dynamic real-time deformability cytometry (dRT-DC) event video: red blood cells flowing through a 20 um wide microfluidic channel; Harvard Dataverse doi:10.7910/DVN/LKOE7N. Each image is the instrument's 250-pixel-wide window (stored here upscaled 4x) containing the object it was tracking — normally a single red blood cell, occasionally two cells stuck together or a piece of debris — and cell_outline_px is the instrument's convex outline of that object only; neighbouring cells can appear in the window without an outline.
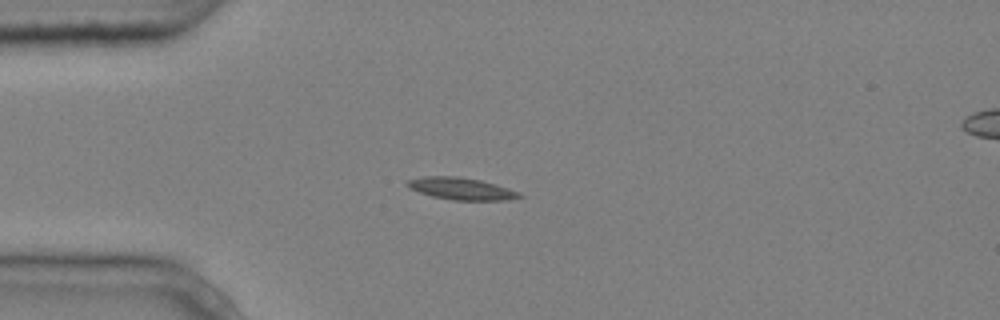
{"species": "common noctule bat (a hibernating species)", "species_latin": "Nyctalus noctula", "temperature_condition": "cold", "stored_images_in_passage": 7, "camera_frame_rate_fps": 3000, "um_per_image_px": 0.085, "animal": {"sex": "male", "body_mass_g": 20.4}, "frame": {"image": 1, "passage_image": 3, "time_ms": 0.667, "image_size_px": [1000, 320], "cell_outline_px": [[524, 196], [508, 200], [452, 200], [432, 196], [408, 188], [404, 184], [408, 180], [424, 176], [456, 176], [480, 180], [496, 184], [520, 192]], "centroid_in_image_um": [39.2, 16.03], "position_along_channel_um": 45.8, "area_um2": 14.45}}
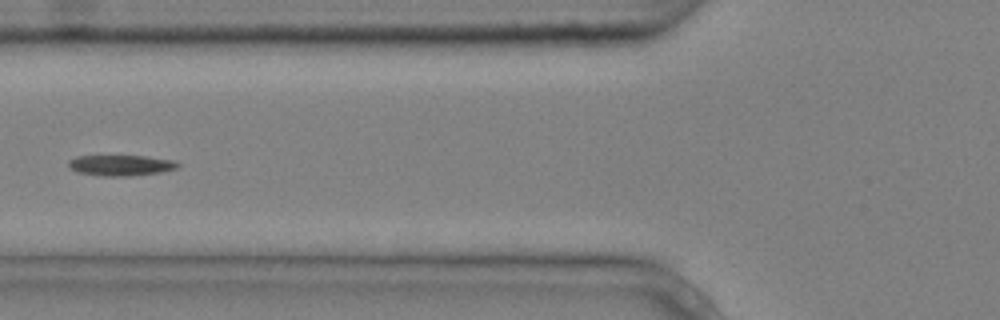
{"frame": {"image": 2, "passage_image": 5, "time_ms": 1.333, "image_size_px": [1000, 320], "cell_outline_px": [[180, 164], [176, 168], [160, 172], [128, 176], [104, 176], [76, 172], [68, 168], [68, 160], [76, 156], [144, 156], [176, 160]], "centroid_in_image_um": [10.24, 14.05], "position_along_channel_um": 115.6, "area_um2": 13.24}}